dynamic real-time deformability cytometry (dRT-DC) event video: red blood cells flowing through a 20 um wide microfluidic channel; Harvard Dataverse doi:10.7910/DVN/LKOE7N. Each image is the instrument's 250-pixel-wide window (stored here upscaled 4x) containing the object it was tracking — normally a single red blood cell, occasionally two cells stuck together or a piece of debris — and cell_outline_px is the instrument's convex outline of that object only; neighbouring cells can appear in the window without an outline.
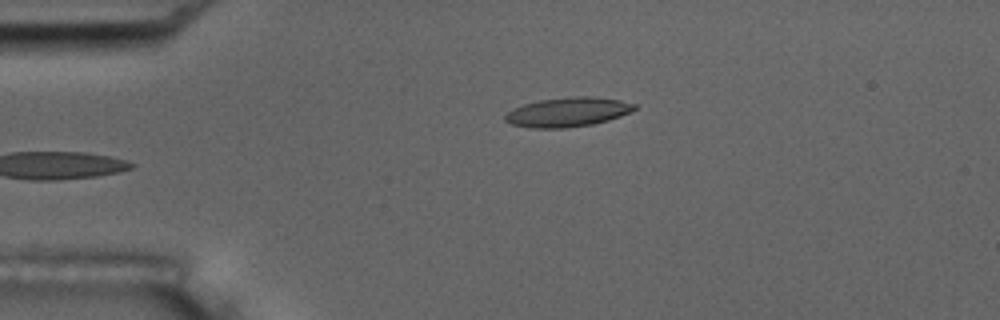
{"species": "common noctule bat (a hibernating species)", "species_latin": "Nyctalus noctula", "temperature_condition": "room temperature", "stored_images_in_passage": 6, "camera_frame_rate_fps": 3000, "um_per_image_px": 0.085, "animal": {"sex": "male", "body_mass_g": 17.5, "forearm_length_mm": 52.3}, "frame": {"image": 1, "passage_image": 6, "time_ms": 1.667, "image_size_px": [1000, 320], "cell_outline_px": [[636, 108], [620, 116], [608, 120], [592, 124], [568, 128], [532, 128], [512, 124], [504, 120], [504, 116], [512, 108], [524, 104], [540, 100], [576, 96], [592, 96], [620, 100], [636, 104]], "centroid_in_image_um": [48.24, 9.53], "position_along_channel_um": 36.8, "area_um2": 22.02}}